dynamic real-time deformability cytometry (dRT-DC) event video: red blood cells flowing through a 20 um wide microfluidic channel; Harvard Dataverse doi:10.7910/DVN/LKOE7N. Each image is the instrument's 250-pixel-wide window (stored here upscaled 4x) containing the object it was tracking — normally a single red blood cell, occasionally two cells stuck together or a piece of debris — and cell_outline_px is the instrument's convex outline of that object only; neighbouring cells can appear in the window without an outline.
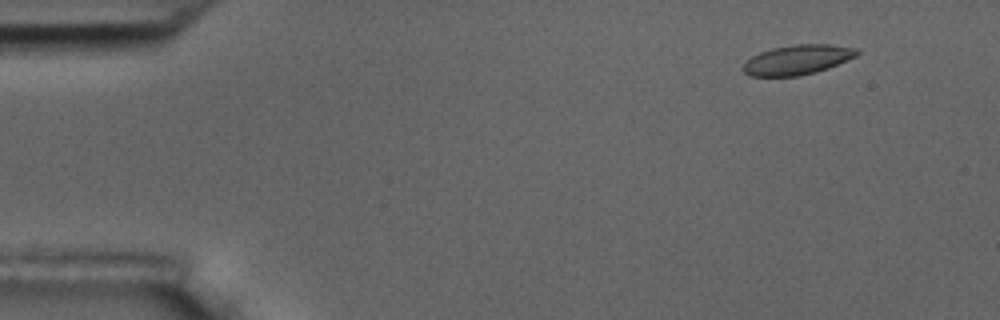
{"species": "common noctule bat (a hibernating species)", "species_latin": "Nyctalus noctula", "temperature_condition": "room temperature", "stored_images_in_passage": 5, "camera_frame_rate_fps": 3000, "um_per_image_px": 0.085, "animal": {"sex": "male", "body_mass_g": 17.5, "forearm_length_mm": 52.3}, "frame": {"image": 1, "passage_image": 2, "time_ms": 1.333, "image_size_px": [1000, 320], "cell_outline_px": [[860, 52], [856, 56], [828, 68], [816, 72], [800, 76], [748, 76], [740, 68], [752, 56], [760, 52], [772, 48], [792, 44], [828, 44], [856, 48]], "centroid_in_image_um": [67.76, 5.08], "position_along_channel_um": 17.2, "area_um2": 19.77}}